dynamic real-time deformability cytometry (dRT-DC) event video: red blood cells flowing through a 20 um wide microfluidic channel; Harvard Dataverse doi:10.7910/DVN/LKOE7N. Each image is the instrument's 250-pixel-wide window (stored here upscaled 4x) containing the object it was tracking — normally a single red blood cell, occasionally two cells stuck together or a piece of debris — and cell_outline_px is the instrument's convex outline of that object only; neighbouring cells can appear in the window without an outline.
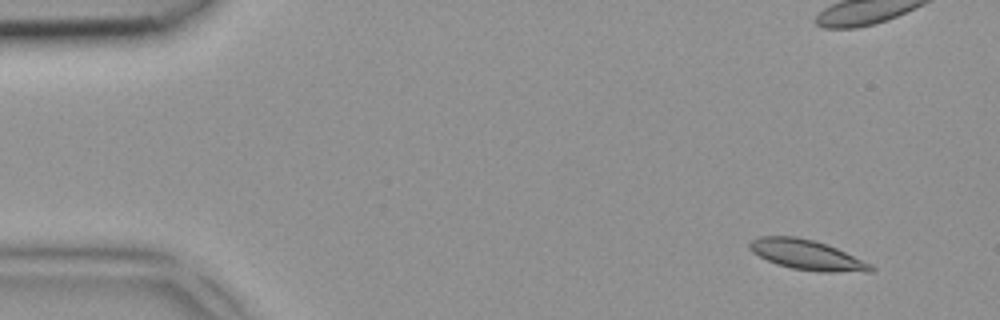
{"species": "common noctule bat (a hibernating species)", "species_latin": "Nyctalus noctula", "temperature_condition": "room temperature", "stored_images_in_passage": 9, "camera_frame_rate_fps": 3000, "um_per_image_px": 0.085, "animal": {"sex": "female", "body_mass_g": 18.4}, "frame": {"image": 1, "passage_image": 2, "time_ms": 0.333, "image_size_px": [1000, 320], "cell_outline_px": [[876, 268], [872, 272], [820, 272], [792, 268], [776, 264], [752, 252], [748, 248], [748, 244], [752, 240], [760, 236], [796, 236], [812, 240], [836, 248], [872, 264]], "centroid_in_image_um": [68.6, 21.67], "position_along_channel_um": 16.4, "area_um2": 21.1}}
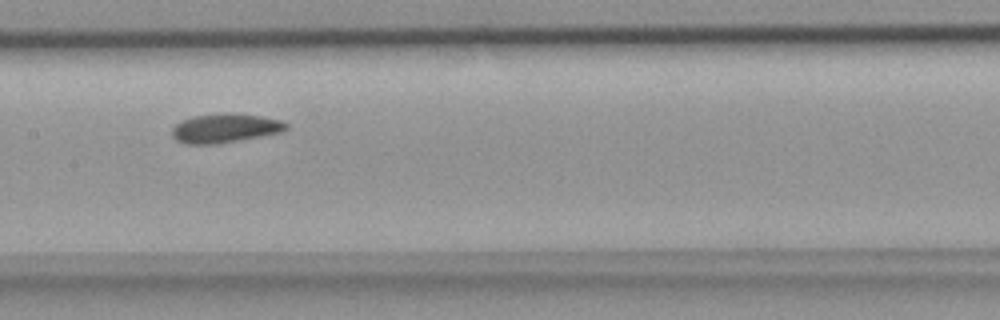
{"frame": {"image": 2, "passage_image": 8, "time_ms": 2.333, "image_size_px": [1000, 320], "cell_outline_px": [[288, 128], [280, 132], [260, 136], [216, 144], [184, 144], [176, 140], [172, 136], [172, 128], [176, 124], [192, 116], [224, 112], [232, 112], [264, 116], [280, 120], [288, 124]], "centroid_in_image_um": [19.12, 10.88], "position_along_channel_um": 188.3, "area_um2": 19.48}}
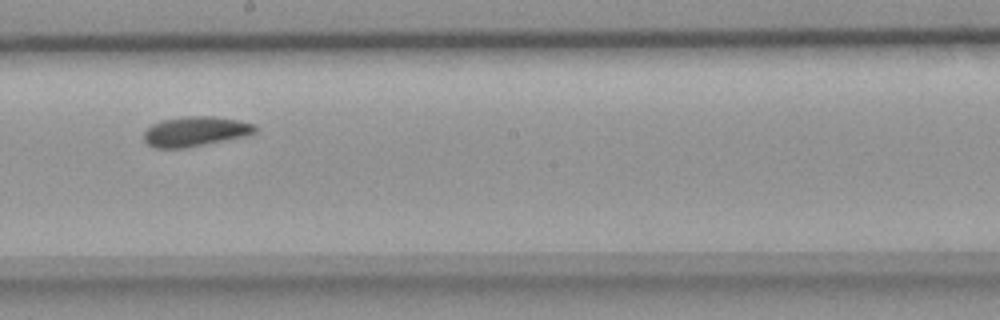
{"frame": {"image": 3, "passage_image": 9, "time_ms": 2.667, "image_size_px": [1000, 320], "cell_outline_px": [[256, 132], [244, 136], [184, 148], [156, 148], [148, 144], [144, 140], [144, 132], [152, 124], [164, 120], [184, 116], [212, 116], [240, 120], [256, 124]], "centroid_in_image_um": [16.61, 11.16], "position_along_channel_um": 231.6, "area_um2": 19.19}}